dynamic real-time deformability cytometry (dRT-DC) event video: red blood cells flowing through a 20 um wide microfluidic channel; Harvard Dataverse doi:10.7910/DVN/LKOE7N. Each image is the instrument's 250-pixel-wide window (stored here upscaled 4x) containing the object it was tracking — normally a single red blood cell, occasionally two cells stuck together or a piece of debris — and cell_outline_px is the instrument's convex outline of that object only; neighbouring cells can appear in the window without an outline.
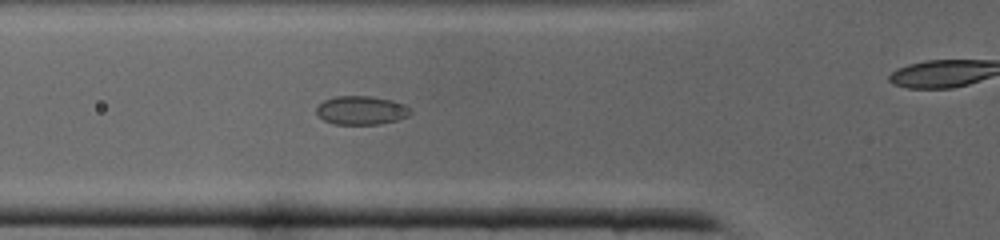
{"species": "common noctule bat (a hibernating species)", "species_latin": "Nyctalus noctula", "temperature_condition": "cold", "stored_images_in_passage": 34, "camera_frame_rate_fps": 3000, "um_per_image_px": 0.085, "animal": {"sex": "male", "body_mass_g": 19.0, "forearm_length_mm": 50.8}, "frame": {"image": 1, "passage_image": 6, "time_ms": 1.667, "image_size_px": [1000, 240], "cell_outline_px": [[412, 112], [408, 116], [396, 120], [380, 124], [336, 124], [324, 120], [316, 112], [316, 108], [324, 100], [336, 96], [368, 96], [392, 100], [404, 104]], "centroid_in_image_um": [30.71, 9.37], "position_along_channel_um": 95.1, "area_um2": 15.55}}
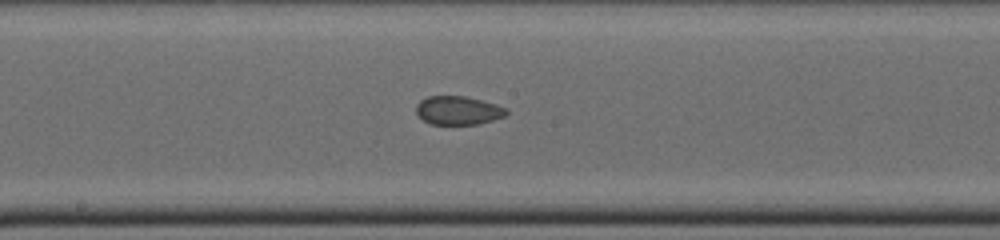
{"frame": {"image": 2, "passage_image": 13, "time_ms": 4.0, "image_size_px": [1000, 240], "cell_outline_px": [[508, 112], [504, 116], [480, 124], [432, 124], [424, 120], [416, 112], [416, 104], [420, 100], [428, 96], [464, 96], [496, 104], [508, 108]], "centroid_in_image_um": [38.95, 9.38], "position_along_channel_um": 209.3, "area_um2": 14.97}}
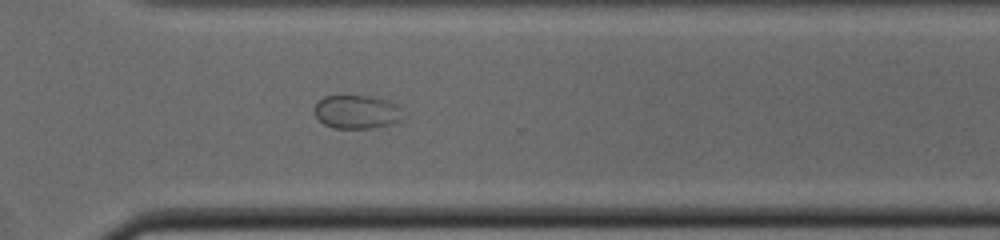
{"frame": {"image": 3, "passage_image": 21, "time_ms": 6.667, "image_size_px": [1000, 240], "cell_outline_px": [[408, 116], [404, 120], [392, 124], [372, 128], [336, 128], [324, 124], [316, 116], [316, 104], [324, 96], [368, 96], [388, 100], [396, 104]], "centroid_in_image_um": [30.44, 9.52], "position_along_channel_um": 340.2, "area_um2": 17.46}}